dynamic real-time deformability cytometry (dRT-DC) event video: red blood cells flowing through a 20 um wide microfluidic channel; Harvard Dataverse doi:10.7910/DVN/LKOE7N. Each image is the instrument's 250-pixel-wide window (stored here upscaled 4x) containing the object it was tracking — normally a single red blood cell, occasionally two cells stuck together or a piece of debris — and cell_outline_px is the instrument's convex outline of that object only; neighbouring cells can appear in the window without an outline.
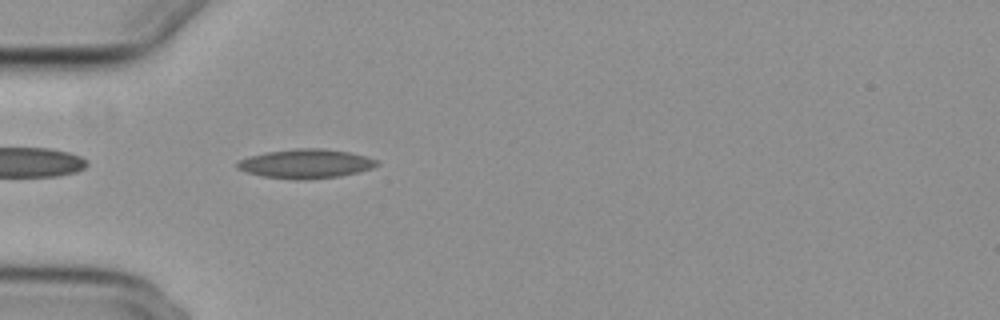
{"species": "common noctule bat (a hibernating species)", "species_latin": "Nyctalus noctula", "temperature_condition": "cold", "stored_images_in_passage": 40, "camera_frame_rate_fps": 3000, "um_per_image_px": 0.085, "animal": {"sex": "female", "body_mass_g": 29.2, "forearm_length_mm": 56.3}, "frame": {"image": 1, "passage_image": 2, "time_ms": 0.333, "image_size_px": [1000, 320], "cell_outline_px": [[380, 164], [372, 168], [340, 176], [264, 176], [244, 172], [236, 168], [236, 164], [240, 160], [264, 152], [296, 148], [324, 148], [348, 152], [364, 156], [376, 160]], "centroid_in_image_um": [25.98, 13.85], "position_along_channel_um": 59.0, "area_um2": 22.43}}
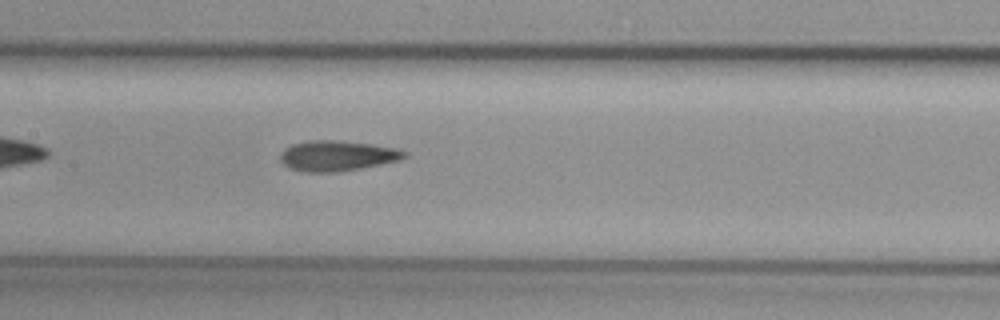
{"frame": {"image": 2, "passage_image": 12, "time_ms": 3.667, "image_size_px": [1000, 320], "cell_outline_px": [[408, 156], [400, 160], [360, 168], [336, 172], [308, 172], [292, 168], [284, 164], [280, 160], [280, 152], [284, 148], [292, 144], [312, 140], [332, 140], [372, 144], [396, 148], [408, 152]], "centroid_in_image_um": [28.67, 13.23], "position_along_channel_um": 178.7, "area_um2": 21.85}}
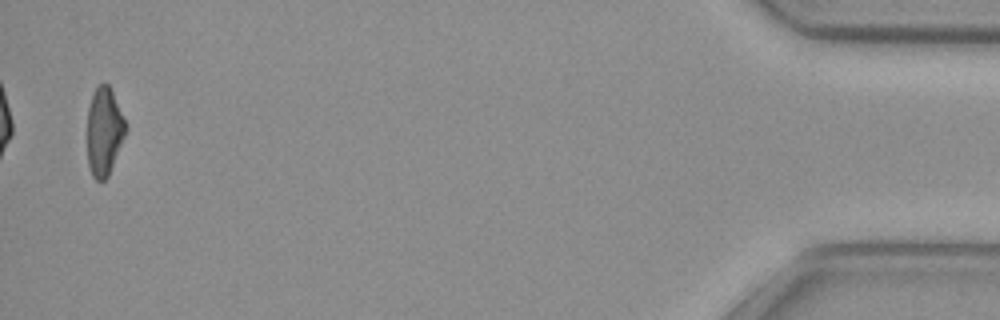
{"frame": {"image": 3, "passage_image": 39, "time_ms": 12.667, "image_size_px": [1000, 320], "cell_outline_px": [[128, 128], [108, 176], [104, 180], [96, 180], [92, 176], [88, 164], [88, 108], [92, 92], [104, 80], [108, 84], [112, 92]], "centroid_in_image_um": [8.85, 11.16], "position_along_channel_um": 426.4, "area_um2": 19.59}, "authors_computed_cell_mechanics": {"area_um2": 21.2415, "velocity_mm_per_s": 3.7409, "shape_relaxation_time_tau1_ms": null, "shape_relaxation_time_tau2_ms": 3.4256, "deformation_change_tau1": null, "deformation_change_tau2": 0.1207}}